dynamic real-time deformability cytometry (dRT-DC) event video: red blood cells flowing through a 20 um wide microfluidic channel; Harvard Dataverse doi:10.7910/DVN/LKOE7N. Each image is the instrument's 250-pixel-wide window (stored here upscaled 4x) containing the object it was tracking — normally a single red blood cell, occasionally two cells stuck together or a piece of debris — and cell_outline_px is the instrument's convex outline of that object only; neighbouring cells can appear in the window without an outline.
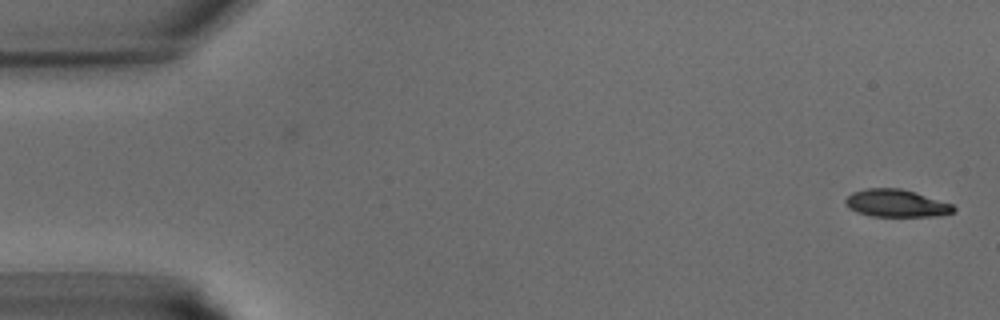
{"species": "common noctule bat (a hibernating species)", "species_latin": "Nyctalus noctula", "temperature_condition": "warm", "stored_images_in_passage": 9, "camera_frame_rate_fps": 3000, "um_per_image_px": 0.085, "animal": {"sex": "male", "body_mass_g": 15.6}, "frame": {"image": 1, "passage_image": 1, "time_ms": 0.0, "image_size_px": [1000, 320], "cell_outline_px": [[956, 212], [940, 216], [872, 216], [856, 212], [848, 208], [844, 204], [844, 200], [852, 192], [868, 188], [900, 188], [916, 192], [952, 204], [956, 208]], "centroid_in_image_um": [76.19, 17.28], "position_along_channel_um": 8.8, "area_um2": 17.51}}